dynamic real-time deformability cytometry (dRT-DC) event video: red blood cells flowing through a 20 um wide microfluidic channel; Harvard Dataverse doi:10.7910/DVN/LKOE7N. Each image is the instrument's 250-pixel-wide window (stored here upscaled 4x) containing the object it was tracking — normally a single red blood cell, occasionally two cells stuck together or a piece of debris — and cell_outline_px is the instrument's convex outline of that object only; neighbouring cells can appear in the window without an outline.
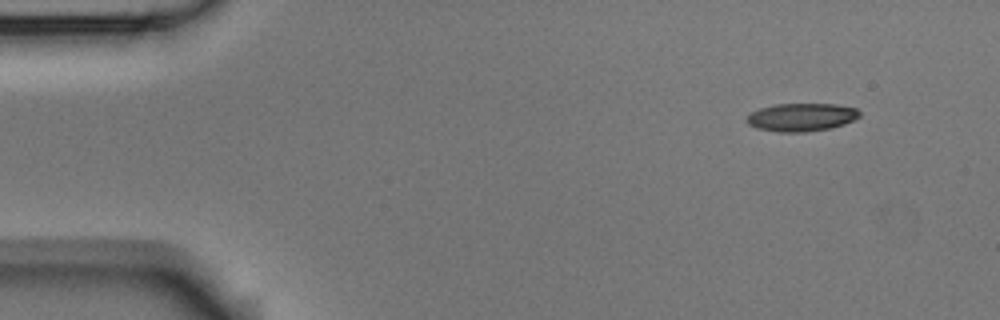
{"species": "Egyptian fruit bat (a non-hibernating species)", "species_latin": "Rousettus aegyptiacus", "temperature_condition": "room temperature", "stored_images_in_passage": 12, "camera_frame_rate_fps": 3000, "um_per_image_px": 0.085, "animal": {"sex": "male"}, "frame": {"image": 1, "passage_image": 1, "time_ms": 0.0, "image_size_px": [1000, 320], "cell_outline_px": [[860, 116], [844, 124], [832, 128], [804, 132], [776, 132], [756, 128], [748, 124], [744, 120], [752, 112], [760, 108], [776, 104], [836, 104], [856, 108], [860, 112]], "centroid_in_image_um": [68.11, 9.97], "position_along_channel_um": 16.9, "area_um2": 18.5}}
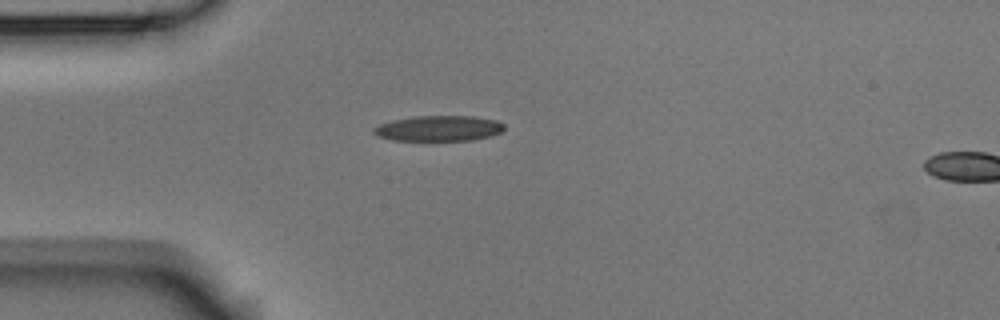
{"frame": {"image": 2, "passage_image": 10, "time_ms": 3.0, "image_size_px": [1000, 320], "cell_outline_px": [[504, 128], [500, 132], [492, 136], [472, 140], [392, 140], [376, 136], [372, 132], [372, 128], [380, 124], [392, 120], [416, 116], [472, 116], [496, 120], [504, 124]], "centroid_in_image_um": [37.27, 10.91], "position_along_channel_um": 47.7, "area_um2": 19.42}}